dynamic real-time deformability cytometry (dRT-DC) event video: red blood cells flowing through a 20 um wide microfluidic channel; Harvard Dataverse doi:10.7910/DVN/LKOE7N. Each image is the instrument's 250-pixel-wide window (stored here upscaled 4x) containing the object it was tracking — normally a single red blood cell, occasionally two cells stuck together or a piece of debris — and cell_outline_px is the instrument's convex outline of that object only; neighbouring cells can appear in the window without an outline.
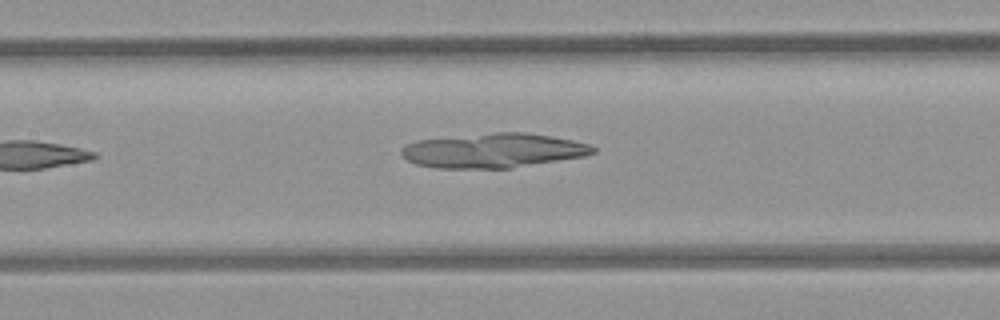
{"species": "common noctule bat (a hibernating species)", "species_latin": "Nyctalus noctula", "temperature_condition": "room temperature", "stored_images_in_passage": 7, "camera_frame_rate_fps": 3000, "um_per_image_px": 0.085, "animal": {"sex": "female", "body_mass_g": 21.9}, "frame": {"image": 1, "passage_image": 7, "time_ms": 2.0, "image_size_px": [1000, 320], "cell_outline_px": [[596, 152], [584, 156], [512, 168], [436, 168], [416, 164], [408, 160], [400, 152], [408, 144], [416, 140], [492, 132], [524, 132], [572, 140], [588, 144], [596, 148]], "centroid_in_image_um": [41.93, 12.79], "position_along_channel_um": 165.5, "area_um2": 38.26}}